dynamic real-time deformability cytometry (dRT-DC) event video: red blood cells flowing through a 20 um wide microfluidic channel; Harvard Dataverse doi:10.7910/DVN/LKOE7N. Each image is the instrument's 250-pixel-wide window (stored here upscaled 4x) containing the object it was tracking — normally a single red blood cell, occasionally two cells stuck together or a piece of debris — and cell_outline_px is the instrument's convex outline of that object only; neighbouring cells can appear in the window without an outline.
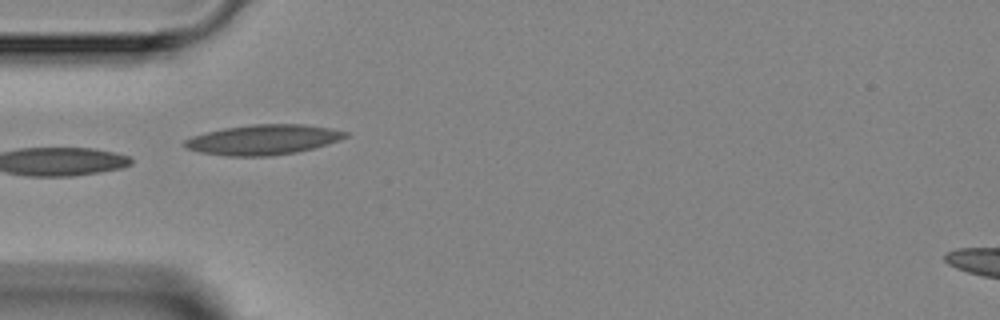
{"species": "Egyptian fruit bat (a non-hibernating species)", "species_latin": "Rousettus aegyptiacus", "temperature_condition": "room temperature", "stored_images_in_passage": 4, "camera_frame_rate_fps": 3000, "um_per_image_px": 0.085, "animal": {"sex": "female"}, "frame": {"image": 1, "passage_image": 3, "time_ms": 2.333, "image_size_px": [1000, 320], "cell_outline_px": [[348, 136], [340, 140], [312, 148], [296, 152], [272, 156], [224, 156], [200, 152], [184, 148], [180, 144], [184, 140], [192, 136], [224, 128], [252, 124], [304, 124], [328, 128], [348, 132]], "centroid_in_image_um": [22.32, 11.88], "position_along_channel_um": 62.7, "area_um2": 28.21}}
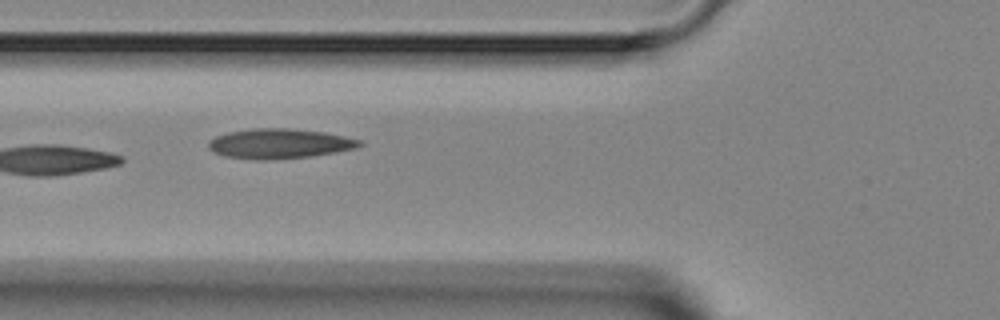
{"frame": {"image": 2, "passage_image": 4, "time_ms": 3.333, "image_size_px": [1000, 320], "cell_outline_px": [[364, 144], [356, 148], [336, 152], [312, 156], [264, 160], [256, 160], [224, 156], [212, 152], [208, 148], [208, 140], [216, 136], [228, 132], [252, 128], [292, 128], [324, 132], [344, 136], [360, 140]], "centroid_in_image_um": [23.72, 12.2], "position_along_channel_um": 102.1, "area_um2": 26.47}}